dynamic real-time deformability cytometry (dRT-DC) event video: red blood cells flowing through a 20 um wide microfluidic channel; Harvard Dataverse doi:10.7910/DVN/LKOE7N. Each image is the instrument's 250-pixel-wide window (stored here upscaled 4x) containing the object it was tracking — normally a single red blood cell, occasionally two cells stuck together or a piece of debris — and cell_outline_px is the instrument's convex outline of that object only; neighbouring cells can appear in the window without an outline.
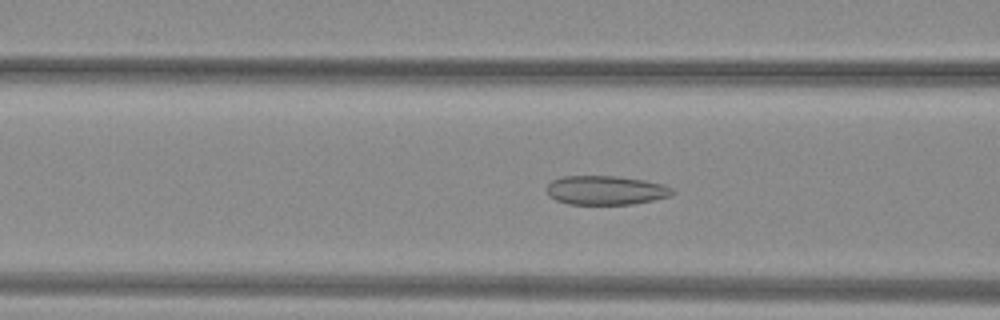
{"species": "common noctule bat (a hibernating species)", "species_latin": "Nyctalus noctula", "temperature_condition": "warm", "stored_images_in_passage": 48, "camera_frame_rate_fps": 3000, "um_per_image_px": 0.085, "animal": {"sex": "female", "body_mass_g": 29.2, "forearm_length_mm": 56.3}, "frame": {"image": 1, "passage_image": 21, "time_ms": 6.667, "image_size_px": [1000, 320], "cell_outline_px": [[676, 192], [672, 196], [632, 204], [568, 204], [556, 200], [548, 196], [544, 188], [552, 180], [564, 176], [616, 176], [644, 180], [664, 184], [672, 188]], "centroid_in_image_um": [51.48, 16.17], "position_along_channel_um": 115.1, "area_um2": 21.5}}
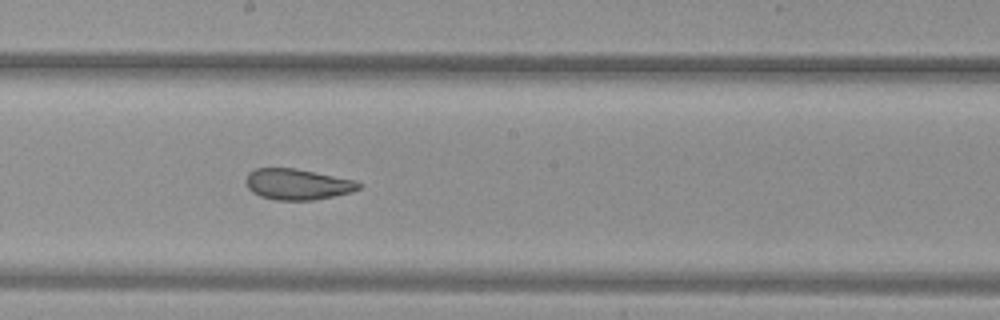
{"frame": {"image": 2, "passage_image": 29, "time_ms": 9.333, "image_size_px": [1000, 320], "cell_outline_px": [[364, 184], [360, 188], [352, 192], [312, 200], [276, 200], [260, 196], [252, 192], [248, 188], [244, 180], [248, 172], [256, 168], [296, 168], [356, 180]], "centroid_in_image_um": [25.28, 15.65], "position_along_channel_um": 222.9, "area_um2": 20.52}}
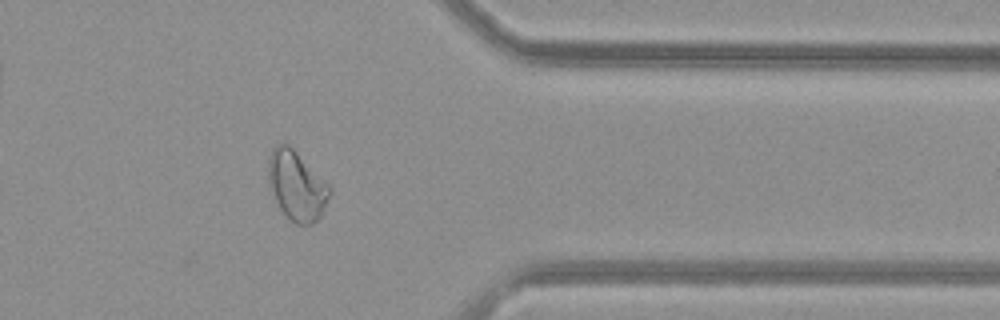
{"frame": {"image": 3, "passage_image": 42, "time_ms": 13.667, "image_size_px": [1000, 320], "cell_outline_px": [[332, 192], [320, 216], [312, 224], [296, 224], [280, 208], [268, 184], [268, 160], [276, 144], [288, 144], [332, 188]], "centroid_in_image_um": [25.22, 15.79], "position_along_channel_um": 386.2, "area_um2": 24.22}, "authors_computed_cell_mechanics": {"area_um2": 23.987, "velocity_mm_per_s": 4.0336, "shape_relaxation_time_tau1_ms": null, "shape_relaxation_time_tau2_ms": 1.3613, "deformation_change_tau1": null, "deformation_change_tau2": 0.0589}}